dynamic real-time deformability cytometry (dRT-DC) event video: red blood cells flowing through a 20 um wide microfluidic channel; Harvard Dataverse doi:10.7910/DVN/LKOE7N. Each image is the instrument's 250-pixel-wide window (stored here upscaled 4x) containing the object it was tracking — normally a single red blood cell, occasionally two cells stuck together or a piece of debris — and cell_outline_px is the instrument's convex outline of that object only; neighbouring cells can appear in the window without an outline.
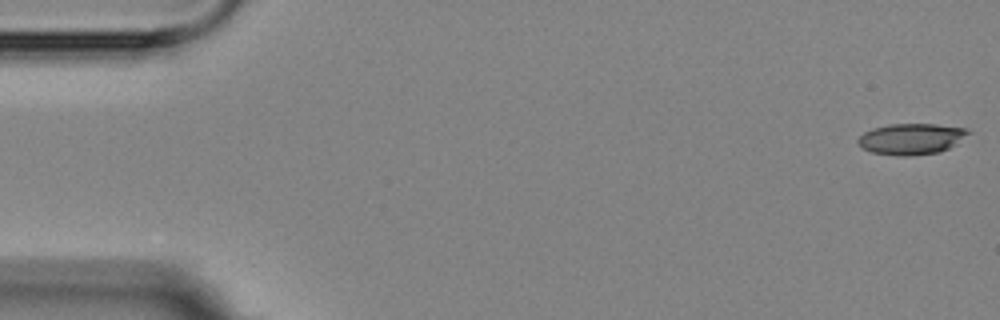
{"species": "Egyptian fruit bat (a non-hibernating species)", "species_latin": "Rousettus aegyptiacus", "temperature_condition": "room temperature", "stored_images_in_passage": 4, "camera_frame_rate_fps": 3000, "um_per_image_px": 0.085, "animal": {"sex": "female"}, "frame": {"image": 1, "passage_image": 1, "time_ms": 0.0, "image_size_px": [1000, 320], "cell_outline_px": [[972, 132], [956, 144], [940, 152], [912, 156], [896, 156], [872, 152], [864, 148], [856, 140], [864, 132], [872, 128], [888, 124], [936, 124], [968, 128]], "centroid_in_image_um": [77.49, 11.8], "position_along_channel_um": 7.5, "area_um2": 20.11}}